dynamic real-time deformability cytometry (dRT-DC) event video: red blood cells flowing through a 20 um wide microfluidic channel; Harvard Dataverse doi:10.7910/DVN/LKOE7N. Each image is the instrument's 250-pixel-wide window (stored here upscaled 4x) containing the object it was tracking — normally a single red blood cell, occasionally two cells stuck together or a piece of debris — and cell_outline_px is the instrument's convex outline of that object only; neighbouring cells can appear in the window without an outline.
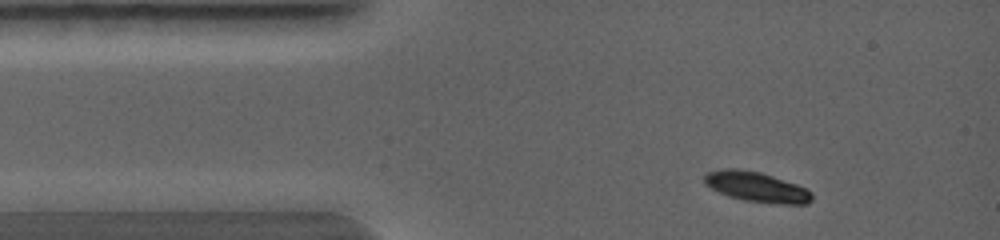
{"species": "common noctule bat (a hibernating species)", "species_latin": "Nyctalus noctula", "temperature_condition": "warm", "stored_images_in_passage": 8, "camera_frame_rate_fps": 5000, "um_per_image_px": 0.085, "animal": {"sex": "female", "body_mass_g": 19.0, "forearm_length_mm": 56.7}, "frame": {"image": 1, "passage_image": 1, "time_ms": 0.0, "image_size_px": [1000, 240], "cell_outline_px": [[812, 200], [808, 204], [776, 204], [744, 200], [728, 196], [704, 184], [704, 176], [708, 172], [724, 168], [736, 168], [760, 172], [796, 184], [812, 192]], "centroid_in_image_um": [64.31, 15.89], "position_along_channel_um": 20.7, "area_um2": 18.79}}
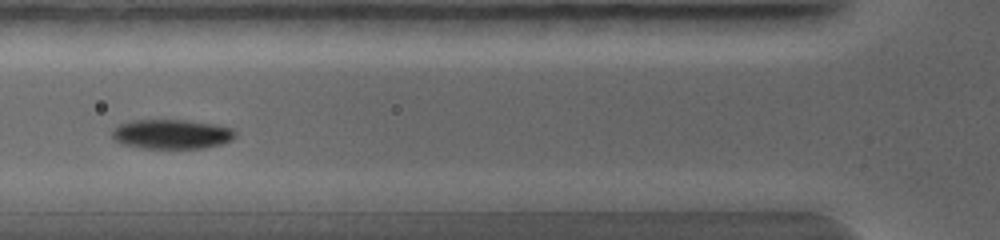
{"frame": {"image": 2, "passage_image": 5, "time_ms": 2.0, "image_size_px": [1000, 240], "cell_outline_px": [[236, 136], [232, 140], [220, 144], [204, 148], [140, 148], [120, 144], [112, 136], [112, 128], [120, 124], [132, 120], [184, 120], [216, 124], [232, 128], [236, 132]], "centroid_in_image_um": [14.58, 11.4], "position_along_channel_um": 111.2, "area_um2": 21.33}}
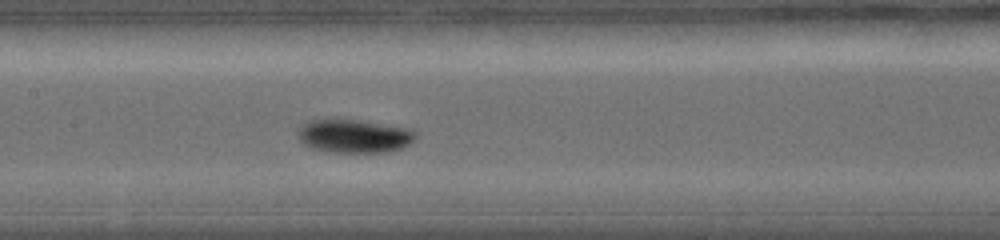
{"frame": {"image": 3, "passage_image": 7, "time_ms": 3.0, "image_size_px": [1000, 240], "cell_outline_px": [[416, 136], [412, 144], [400, 148], [384, 152], [324, 152], [312, 148], [304, 144], [300, 140], [300, 128], [308, 120], [328, 116], [360, 120], [408, 128], [416, 132]], "centroid_in_image_um": [30.08, 11.53], "position_along_channel_um": 177.3, "area_um2": 23.47}}